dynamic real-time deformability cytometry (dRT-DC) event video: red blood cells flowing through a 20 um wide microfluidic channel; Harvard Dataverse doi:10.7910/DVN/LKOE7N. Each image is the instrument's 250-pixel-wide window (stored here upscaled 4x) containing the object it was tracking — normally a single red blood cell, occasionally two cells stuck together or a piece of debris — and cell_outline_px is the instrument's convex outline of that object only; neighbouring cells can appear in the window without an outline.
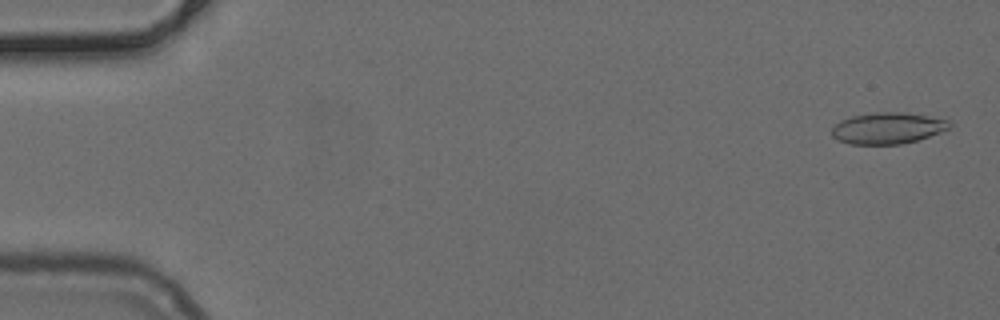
{"species": "common noctule bat (a hibernating species)", "species_latin": "Nyctalus noctula", "temperature_condition": "cold", "stored_images_in_passage": 51, "camera_frame_rate_fps": 3000, "um_per_image_px": 0.085, "animal": {"sex": "female", "body_mass_g": 24.6, "forearm_length_mm": 56.2}, "frame": {"image": 1, "passage_image": 2, "time_ms": 0.333, "image_size_px": [1000, 320], "cell_outline_px": [[952, 124], [948, 128], [940, 132], [916, 140], [900, 144], [848, 144], [832, 136], [832, 128], [840, 120], [852, 116], [876, 112], [904, 112], [928, 116], [948, 120]], "centroid_in_image_um": [75.43, 10.89], "position_along_channel_um": 9.6, "area_um2": 21.27}}
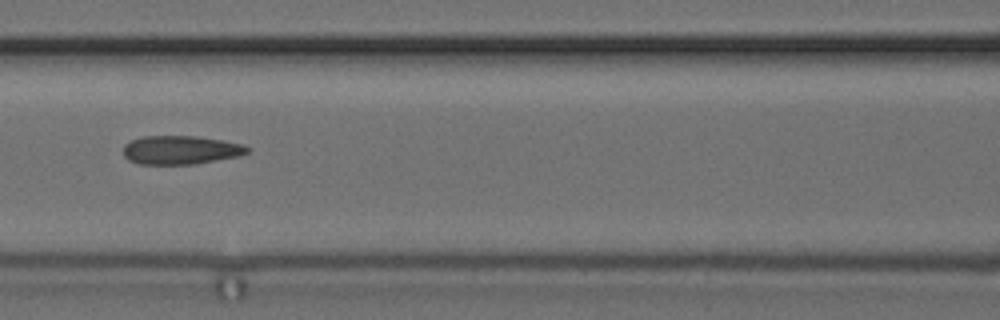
{"frame": {"image": 2, "passage_image": 23, "time_ms": 7.333, "image_size_px": [1000, 320], "cell_outline_px": [[252, 148], [248, 152], [240, 156], [196, 164], [140, 164], [128, 160], [124, 156], [124, 144], [132, 140], [144, 136], [196, 136], [224, 140], [240, 144]], "centroid_in_image_um": [15.38, 12.75], "position_along_channel_um": 151.2, "area_um2": 20.81}}
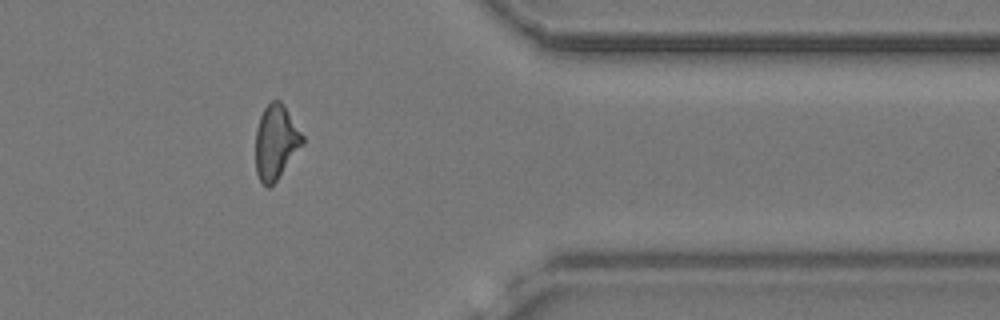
{"frame": {"image": 3, "passage_image": 42, "time_ms": 13.667, "image_size_px": [1000, 320], "cell_outline_px": [[304, 144], [276, 180], [268, 188], [260, 180], [256, 172], [256, 128], [260, 116], [264, 108], [272, 100], [280, 100], [304, 136]], "centroid_in_image_um": [23.45, 12.07], "position_along_channel_um": 387.9, "area_um2": 20.11}}